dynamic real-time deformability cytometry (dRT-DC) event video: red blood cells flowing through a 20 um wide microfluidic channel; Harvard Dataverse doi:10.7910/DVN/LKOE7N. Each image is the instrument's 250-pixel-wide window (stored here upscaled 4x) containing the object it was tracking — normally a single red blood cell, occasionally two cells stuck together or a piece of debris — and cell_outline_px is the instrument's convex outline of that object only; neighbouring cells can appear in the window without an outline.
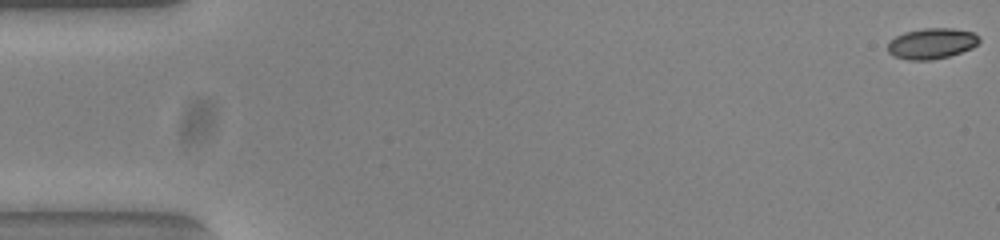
{"species": "common noctule bat (a hibernating species)", "species_latin": "Nyctalus noctula", "temperature_condition": "warm", "stored_images_in_passage": 54, "camera_frame_rate_fps": 3000, "um_per_image_px": 0.085, "animal": {"sex": "female", "body_mass_g": 23.0, "forearm_length_mm": 53.4}, "frame": {"image": 1, "passage_image": 1, "time_ms": 0.0, "image_size_px": [1000, 240], "cell_outline_px": [[980, 40], [972, 48], [948, 56], [932, 60], [908, 60], [892, 56], [888, 52], [888, 44], [896, 36], [904, 32], [924, 28], [952, 28], [972, 32], [980, 36]], "centroid_in_image_um": [79.18, 3.7], "position_along_channel_um": 5.8, "area_um2": 16.36}}
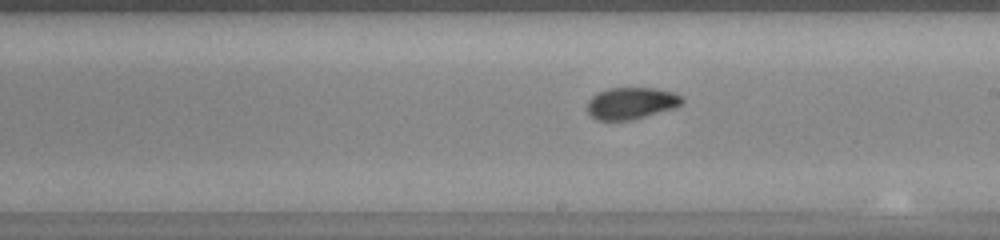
{"frame": {"image": 2, "passage_image": 31, "time_ms": 10.0, "image_size_px": [1000, 240], "cell_outline_px": [[684, 100], [676, 108], [632, 120], [596, 120], [588, 112], [588, 100], [592, 96], [608, 88], [656, 88], [672, 92], [680, 96]], "centroid_in_image_um": [53.66, 8.78], "position_along_channel_um": 235.3, "area_um2": 17.51}}
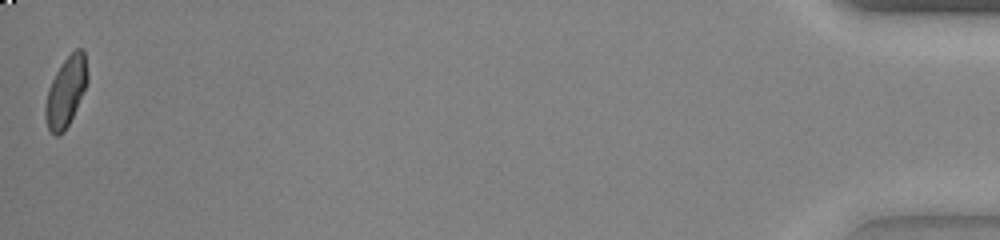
{"frame": {"image": 3, "passage_image": 54, "time_ms": 17.667, "image_size_px": [1000, 240], "cell_outline_px": [[88, 80], [76, 108], [64, 132], [56, 136], [48, 128], [44, 116], [44, 104], [48, 88], [56, 72], [64, 60], [76, 48], [84, 48], [88, 76]], "centroid_in_image_um": [5.59, 7.78], "position_along_channel_um": 429.6, "area_um2": 16.99}, "authors_computed_cell_mechanics": {"area_um2": 17.3689, "velocity_mm_per_s": 3.8388, "shape_relaxation_time_tau1_ms": 7.6635, "shape_relaxation_time_tau2_ms": 1.4623, "deformation_change_tau1": 0.1924, "deformation_change_tau2": 0.0508}}